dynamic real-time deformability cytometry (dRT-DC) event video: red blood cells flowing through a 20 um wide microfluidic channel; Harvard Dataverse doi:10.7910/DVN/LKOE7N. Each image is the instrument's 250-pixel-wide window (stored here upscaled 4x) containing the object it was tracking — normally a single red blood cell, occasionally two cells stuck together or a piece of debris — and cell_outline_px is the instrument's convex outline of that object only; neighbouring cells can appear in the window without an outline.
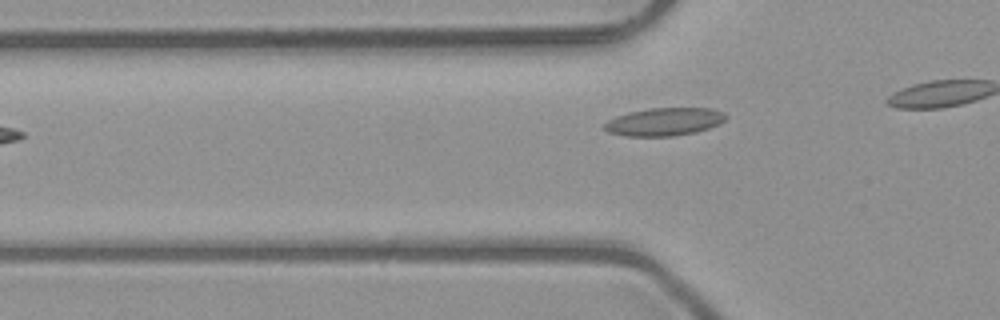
{"species": "common noctule bat (a hibernating species)", "species_latin": "Nyctalus noctula", "temperature_condition": "room temperature", "stored_images_in_passage": 7, "camera_frame_rate_fps": 3000, "um_per_image_px": 0.085, "animal": {"sex": "male", "body_mass_g": 23.1, "forearm_length_mm": 52.7}, "frame": {"image": 1, "passage_image": 2, "time_ms": 0.333, "image_size_px": [1000, 320], "cell_outline_px": [[728, 116], [724, 120], [708, 128], [696, 132], [672, 136], [624, 136], [608, 132], [604, 128], [604, 124], [608, 120], [616, 116], [628, 112], [648, 108], [712, 108], [724, 112]], "centroid_in_image_um": [56.45, 10.34], "position_along_channel_um": 69.4, "area_um2": 19.77}}
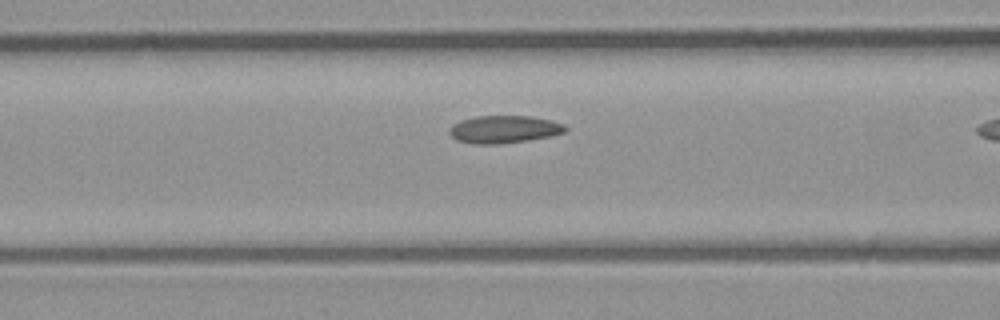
{"frame": {"image": 2, "passage_image": 6, "time_ms": 1.667, "image_size_px": [1000, 320], "cell_outline_px": [[568, 128], [564, 132], [552, 136], [528, 140], [500, 144], [472, 144], [456, 140], [448, 132], [448, 128], [452, 124], [460, 120], [476, 116], [532, 116], [552, 120], [564, 124]], "centroid_in_image_um": [42.83, 10.99], "position_along_channel_um": 123.8, "area_um2": 18.9}}